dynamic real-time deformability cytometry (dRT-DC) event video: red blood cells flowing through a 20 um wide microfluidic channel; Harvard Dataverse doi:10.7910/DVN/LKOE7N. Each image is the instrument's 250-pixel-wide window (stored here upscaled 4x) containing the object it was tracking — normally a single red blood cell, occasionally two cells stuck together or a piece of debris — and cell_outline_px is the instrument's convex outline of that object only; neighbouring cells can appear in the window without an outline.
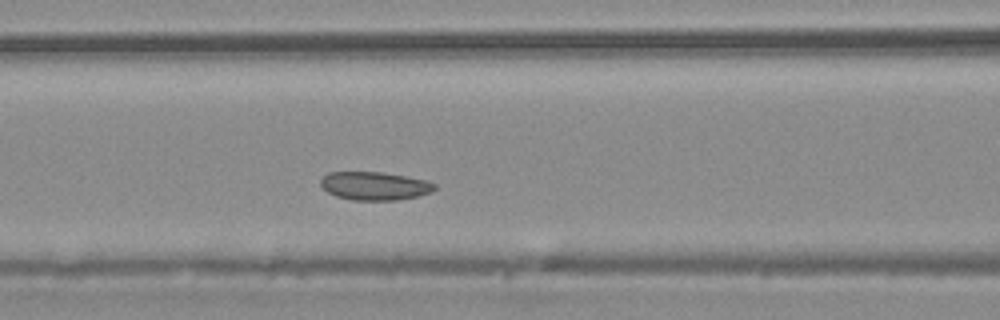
{"species": "common noctule bat (a hibernating species)", "species_latin": "Nyctalus noctula", "temperature_condition": "warm", "stored_images_in_passage": 38, "camera_frame_rate_fps": 3000, "um_per_image_px": 0.085, "animal": {"sex": "male", "body_mass_g": 20.4}, "frame": {"image": 1, "passage_image": 12, "time_ms": 3.667, "image_size_px": [1000, 320], "cell_outline_px": [[436, 188], [432, 192], [416, 196], [396, 200], [352, 200], [336, 196], [328, 192], [320, 184], [320, 180], [328, 172], [380, 172], [408, 176], [424, 180], [436, 184]], "centroid_in_image_um": [31.84, 15.8], "position_along_channel_um": 134.8, "area_um2": 18.73}}
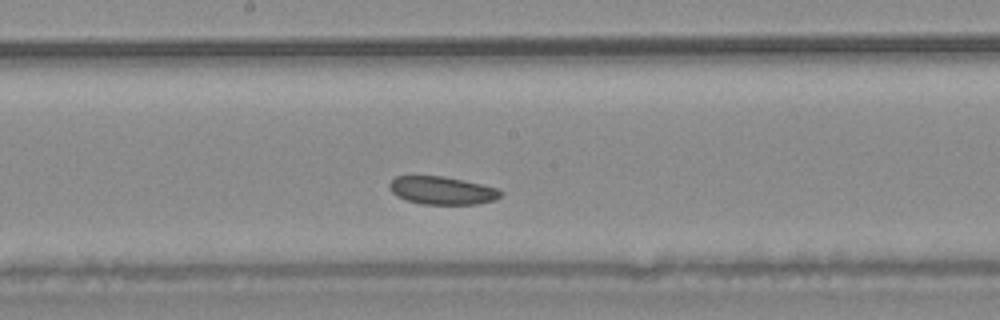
{"frame": {"image": 2, "passage_image": 17, "time_ms": 5.333, "image_size_px": [1000, 320], "cell_outline_px": [[504, 192], [496, 200], [476, 204], [420, 204], [396, 196], [392, 192], [388, 184], [396, 176], [444, 176], [500, 188]], "centroid_in_image_um": [37.61, 16.19], "position_along_channel_um": 210.6, "area_um2": 18.21}}
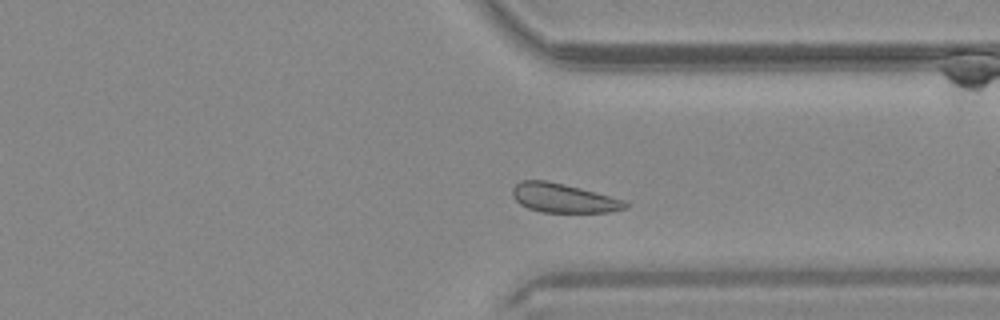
{"frame": {"image": 3, "passage_image": 27, "time_ms": 8.667, "image_size_px": [1000, 320], "cell_outline_px": [[628, 208], [612, 212], [540, 212], [528, 208], [520, 204], [512, 196], [512, 188], [520, 180], [548, 180], [580, 188], [624, 200], [628, 204]], "centroid_in_image_um": [47.87, 16.84], "position_along_channel_um": 363.5, "area_um2": 19.13}}